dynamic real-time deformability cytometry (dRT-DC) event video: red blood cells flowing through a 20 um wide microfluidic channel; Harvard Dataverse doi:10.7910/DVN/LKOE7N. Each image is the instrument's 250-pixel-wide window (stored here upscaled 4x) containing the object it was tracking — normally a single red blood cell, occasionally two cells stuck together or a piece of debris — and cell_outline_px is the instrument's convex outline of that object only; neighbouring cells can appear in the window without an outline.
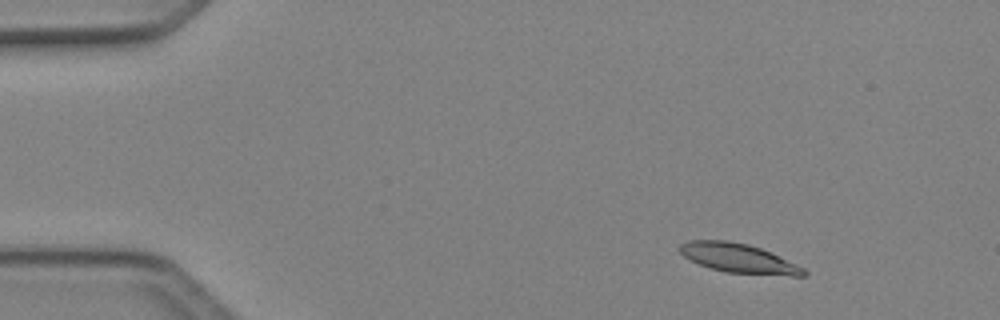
{"species": "Egyptian fruit bat (a non-hibernating species)", "species_latin": "Rousettus aegyptiacus", "temperature_condition": "cold", "stored_images_in_passage": 4, "camera_frame_rate_fps": 3000, "um_per_image_px": 0.085, "animal": {"sex": "female"}, "frame": {"image": 1, "passage_image": 1, "time_ms": 0.0, "image_size_px": [1000, 320], "cell_outline_px": [[808, 276], [792, 276], [724, 272], [700, 264], [684, 256], [676, 248], [680, 244], [688, 240], [728, 240], [748, 244], [772, 252], [804, 268], [808, 272]], "centroid_in_image_um": [62.8, 21.94], "position_along_channel_um": 22.2, "area_um2": 21.27}}
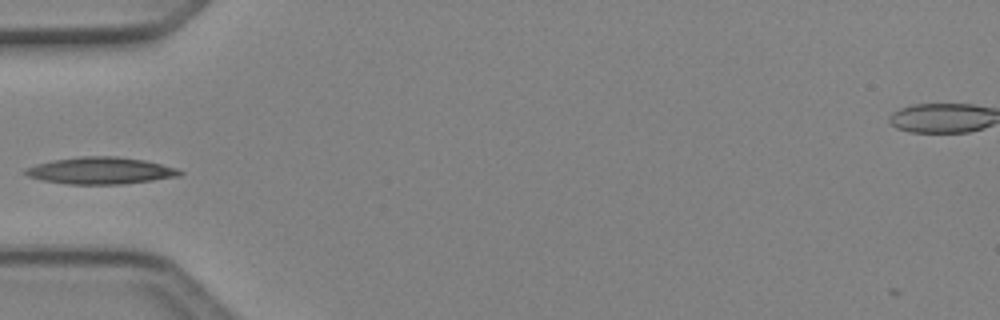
{"frame": {"image": 2, "passage_image": 4, "time_ms": 1.0, "image_size_px": [1000, 320], "cell_outline_px": [[184, 172], [180, 176], [124, 184], [68, 184], [44, 180], [28, 176], [20, 172], [24, 168], [36, 164], [52, 160], [80, 156], [116, 156], [144, 160], [176, 168]], "centroid_in_image_um": [8.51, 14.5], "position_along_channel_um": 76.5, "area_um2": 24.22}}